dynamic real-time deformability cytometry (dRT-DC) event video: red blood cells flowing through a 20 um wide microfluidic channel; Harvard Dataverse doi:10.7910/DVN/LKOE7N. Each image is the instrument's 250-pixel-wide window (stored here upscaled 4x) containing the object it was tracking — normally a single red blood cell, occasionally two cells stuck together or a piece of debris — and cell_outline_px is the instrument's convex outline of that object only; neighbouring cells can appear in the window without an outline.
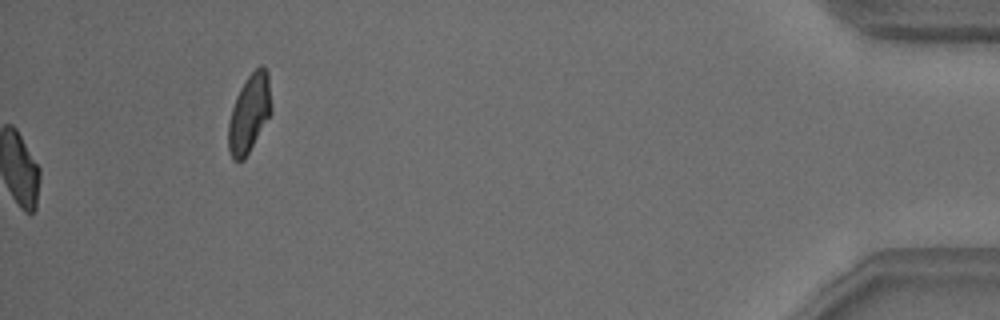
{"species": "common noctule bat (a hibernating species)", "species_latin": "Nyctalus noctula", "temperature_condition": "warm", "stored_images_in_passage": 39, "camera_frame_rate_fps": 3000, "um_per_image_px": 0.085, "animal": {"sex": "male", "body_mass_g": 18.8}, "frame": {"image": 1, "passage_image": 39, "time_ms": 12.667, "image_size_px": [1000, 320], "cell_outline_px": [[272, 112], [244, 160], [232, 160], [228, 148], [228, 124], [232, 108], [236, 96], [240, 88], [248, 76], [260, 64], [268, 72], [272, 108]], "centroid_in_image_um": [21.19, 9.64], "position_along_channel_um": 414.0, "area_um2": 19.54}, "authors_computed_cell_mechanics": {"area_um2": 19.363, "velocity_mm_per_s": 3.8268, "shape_relaxation_time_tau1_ms": 5.1645, "shape_relaxation_time_tau2_ms": 1.7509, "deformation_change_tau1": 0.1611, "deformation_change_tau2": 0.0548}}